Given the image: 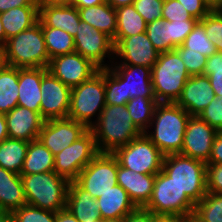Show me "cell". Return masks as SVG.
<instances>
[{"instance_id": "6da1fadb", "label": "cell", "mask_w": 222, "mask_h": 222, "mask_svg": "<svg viewBox=\"0 0 222 222\" xmlns=\"http://www.w3.org/2000/svg\"><path fill=\"white\" fill-rule=\"evenodd\" d=\"M190 116L176 103H158L151 124L144 134L165 156L181 153Z\"/></svg>"}, {"instance_id": "7a4b0ae2", "label": "cell", "mask_w": 222, "mask_h": 222, "mask_svg": "<svg viewBox=\"0 0 222 222\" xmlns=\"http://www.w3.org/2000/svg\"><path fill=\"white\" fill-rule=\"evenodd\" d=\"M99 153H113L143 134L133 123L125 105H108L90 127Z\"/></svg>"}, {"instance_id": "3957f363", "label": "cell", "mask_w": 222, "mask_h": 222, "mask_svg": "<svg viewBox=\"0 0 222 222\" xmlns=\"http://www.w3.org/2000/svg\"><path fill=\"white\" fill-rule=\"evenodd\" d=\"M191 77L176 50L162 52L151 68V82L159 103H176Z\"/></svg>"}, {"instance_id": "277c9868", "label": "cell", "mask_w": 222, "mask_h": 222, "mask_svg": "<svg viewBox=\"0 0 222 222\" xmlns=\"http://www.w3.org/2000/svg\"><path fill=\"white\" fill-rule=\"evenodd\" d=\"M20 176L28 205L54 212L66 208L67 179L54 171Z\"/></svg>"}, {"instance_id": "5b68a950", "label": "cell", "mask_w": 222, "mask_h": 222, "mask_svg": "<svg viewBox=\"0 0 222 222\" xmlns=\"http://www.w3.org/2000/svg\"><path fill=\"white\" fill-rule=\"evenodd\" d=\"M3 49L7 65L19 69L47 68L50 62L39 21L9 38Z\"/></svg>"}, {"instance_id": "8992f818", "label": "cell", "mask_w": 222, "mask_h": 222, "mask_svg": "<svg viewBox=\"0 0 222 222\" xmlns=\"http://www.w3.org/2000/svg\"><path fill=\"white\" fill-rule=\"evenodd\" d=\"M105 105V69H99L89 80L71 88L68 118L90 129Z\"/></svg>"}, {"instance_id": "52a82bcc", "label": "cell", "mask_w": 222, "mask_h": 222, "mask_svg": "<svg viewBox=\"0 0 222 222\" xmlns=\"http://www.w3.org/2000/svg\"><path fill=\"white\" fill-rule=\"evenodd\" d=\"M206 166L200 160L178 153L164 157L162 170L196 205L207 193Z\"/></svg>"}, {"instance_id": "ba28073f", "label": "cell", "mask_w": 222, "mask_h": 222, "mask_svg": "<svg viewBox=\"0 0 222 222\" xmlns=\"http://www.w3.org/2000/svg\"><path fill=\"white\" fill-rule=\"evenodd\" d=\"M144 208L159 216H188L194 213L195 204L161 170L156 174L151 199Z\"/></svg>"}, {"instance_id": "9c48e42d", "label": "cell", "mask_w": 222, "mask_h": 222, "mask_svg": "<svg viewBox=\"0 0 222 222\" xmlns=\"http://www.w3.org/2000/svg\"><path fill=\"white\" fill-rule=\"evenodd\" d=\"M112 154L122 167L142 174L159 173L165 157L144 133Z\"/></svg>"}, {"instance_id": "30bf717a", "label": "cell", "mask_w": 222, "mask_h": 222, "mask_svg": "<svg viewBox=\"0 0 222 222\" xmlns=\"http://www.w3.org/2000/svg\"><path fill=\"white\" fill-rule=\"evenodd\" d=\"M119 162L112 153H98L92 161L80 171L75 182L95 199L118 184L117 170Z\"/></svg>"}, {"instance_id": "8fae6325", "label": "cell", "mask_w": 222, "mask_h": 222, "mask_svg": "<svg viewBox=\"0 0 222 222\" xmlns=\"http://www.w3.org/2000/svg\"><path fill=\"white\" fill-rule=\"evenodd\" d=\"M99 153L94 135L88 129L70 146L54 155V172L69 182L75 181L80 171Z\"/></svg>"}, {"instance_id": "7c38bea8", "label": "cell", "mask_w": 222, "mask_h": 222, "mask_svg": "<svg viewBox=\"0 0 222 222\" xmlns=\"http://www.w3.org/2000/svg\"><path fill=\"white\" fill-rule=\"evenodd\" d=\"M73 38L75 52L90 60L99 69L109 68L112 65L114 44L105 33L80 20L77 34ZM106 58L110 62L106 61Z\"/></svg>"}, {"instance_id": "4fadbf2b", "label": "cell", "mask_w": 222, "mask_h": 222, "mask_svg": "<svg viewBox=\"0 0 222 222\" xmlns=\"http://www.w3.org/2000/svg\"><path fill=\"white\" fill-rule=\"evenodd\" d=\"M47 69L70 88L89 80L99 71L90 60L76 52L50 59Z\"/></svg>"}, {"instance_id": "5bb4252c", "label": "cell", "mask_w": 222, "mask_h": 222, "mask_svg": "<svg viewBox=\"0 0 222 222\" xmlns=\"http://www.w3.org/2000/svg\"><path fill=\"white\" fill-rule=\"evenodd\" d=\"M159 54L160 52L154 48L146 32H144L125 37L114 47L112 65H135L152 68L158 60Z\"/></svg>"}, {"instance_id": "9a60e30c", "label": "cell", "mask_w": 222, "mask_h": 222, "mask_svg": "<svg viewBox=\"0 0 222 222\" xmlns=\"http://www.w3.org/2000/svg\"><path fill=\"white\" fill-rule=\"evenodd\" d=\"M40 115L46 121L67 118L70 108L71 88L47 71L41 80Z\"/></svg>"}, {"instance_id": "2e32d148", "label": "cell", "mask_w": 222, "mask_h": 222, "mask_svg": "<svg viewBox=\"0 0 222 222\" xmlns=\"http://www.w3.org/2000/svg\"><path fill=\"white\" fill-rule=\"evenodd\" d=\"M88 128L70 118L46 120L43 123L38 139L53 155L61 152L67 146L81 137Z\"/></svg>"}, {"instance_id": "e0dca14e", "label": "cell", "mask_w": 222, "mask_h": 222, "mask_svg": "<svg viewBox=\"0 0 222 222\" xmlns=\"http://www.w3.org/2000/svg\"><path fill=\"white\" fill-rule=\"evenodd\" d=\"M217 133L216 129L198 116H190L186 125L180 154L207 164Z\"/></svg>"}, {"instance_id": "ac0fdd59", "label": "cell", "mask_w": 222, "mask_h": 222, "mask_svg": "<svg viewBox=\"0 0 222 222\" xmlns=\"http://www.w3.org/2000/svg\"><path fill=\"white\" fill-rule=\"evenodd\" d=\"M215 93L207 75H192L184 84L176 104L191 116H198L214 99Z\"/></svg>"}, {"instance_id": "d6986e66", "label": "cell", "mask_w": 222, "mask_h": 222, "mask_svg": "<svg viewBox=\"0 0 222 222\" xmlns=\"http://www.w3.org/2000/svg\"><path fill=\"white\" fill-rule=\"evenodd\" d=\"M9 138L27 142L38 139L44 119L39 112L23 106H16L5 114Z\"/></svg>"}, {"instance_id": "ffe728a7", "label": "cell", "mask_w": 222, "mask_h": 222, "mask_svg": "<svg viewBox=\"0 0 222 222\" xmlns=\"http://www.w3.org/2000/svg\"><path fill=\"white\" fill-rule=\"evenodd\" d=\"M156 174H142L118 165L117 182L136 207L144 208L151 199Z\"/></svg>"}, {"instance_id": "44dd1931", "label": "cell", "mask_w": 222, "mask_h": 222, "mask_svg": "<svg viewBox=\"0 0 222 222\" xmlns=\"http://www.w3.org/2000/svg\"><path fill=\"white\" fill-rule=\"evenodd\" d=\"M110 67L124 79L125 97L156 98L151 82V68L135 65H111Z\"/></svg>"}, {"instance_id": "7402d4cb", "label": "cell", "mask_w": 222, "mask_h": 222, "mask_svg": "<svg viewBox=\"0 0 222 222\" xmlns=\"http://www.w3.org/2000/svg\"><path fill=\"white\" fill-rule=\"evenodd\" d=\"M80 20L78 8L72 5H39L41 27L59 28L74 37Z\"/></svg>"}, {"instance_id": "603a6c76", "label": "cell", "mask_w": 222, "mask_h": 222, "mask_svg": "<svg viewBox=\"0 0 222 222\" xmlns=\"http://www.w3.org/2000/svg\"><path fill=\"white\" fill-rule=\"evenodd\" d=\"M96 200L103 221L123 220L137 208L128 193L119 184L113 186L111 190Z\"/></svg>"}, {"instance_id": "cb8c5ba5", "label": "cell", "mask_w": 222, "mask_h": 222, "mask_svg": "<svg viewBox=\"0 0 222 222\" xmlns=\"http://www.w3.org/2000/svg\"><path fill=\"white\" fill-rule=\"evenodd\" d=\"M47 68L19 69L18 105L40 113L41 80Z\"/></svg>"}, {"instance_id": "d4e9b609", "label": "cell", "mask_w": 222, "mask_h": 222, "mask_svg": "<svg viewBox=\"0 0 222 222\" xmlns=\"http://www.w3.org/2000/svg\"><path fill=\"white\" fill-rule=\"evenodd\" d=\"M66 208L79 221H103L99 213L97 200L75 181L69 183Z\"/></svg>"}, {"instance_id": "484cf974", "label": "cell", "mask_w": 222, "mask_h": 222, "mask_svg": "<svg viewBox=\"0 0 222 222\" xmlns=\"http://www.w3.org/2000/svg\"><path fill=\"white\" fill-rule=\"evenodd\" d=\"M26 204L20 174L0 167V209L13 212Z\"/></svg>"}, {"instance_id": "4316f807", "label": "cell", "mask_w": 222, "mask_h": 222, "mask_svg": "<svg viewBox=\"0 0 222 222\" xmlns=\"http://www.w3.org/2000/svg\"><path fill=\"white\" fill-rule=\"evenodd\" d=\"M5 33V45L9 38L32 27L39 21V6H23L0 13Z\"/></svg>"}, {"instance_id": "83f0119b", "label": "cell", "mask_w": 222, "mask_h": 222, "mask_svg": "<svg viewBox=\"0 0 222 222\" xmlns=\"http://www.w3.org/2000/svg\"><path fill=\"white\" fill-rule=\"evenodd\" d=\"M80 19L105 33L112 40L117 30L116 10L107 2L78 9Z\"/></svg>"}, {"instance_id": "f1b7e54d", "label": "cell", "mask_w": 222, "mask_h": 222, "mask_svg": "<svg viewBox=\"0 0 222 222\" xmlns=\"http://www.w3.org/2000/svg\"><path fill=\"white\" fill-rule=\"evenodd\" d=\"M54 161V155L39 139L30 141L20 175L54 171Z\"/></svg>"}, {"instance_id": "f546056e", "label": "cell", "mask_w": 222, "mask_h": 222, "mask_svg": "<svg viewBox=\"0 0 222 222\" xmlns=\"http://www.w3.org/2000/svg\"><path fill=\"white\" fill-rule=\"evenodd\" d=\"M116 10L117 30L112 40L114 47L125 37L146 32L147 23L135 10L133 4L118 7Z\"/></svg>"}, {"instance_id": "4dcf8cb0", "label": "cell", "mask_w": 222, "mask_h": 222, "mask_svg": "<svg viewBox=\"0 0 222 222\" xmlns=\"http://www.w3.org/2000/svg\"><path fill=\"white\" fill-rule=\"evenodd\" d=\"M19 68L7 65L0 72V112L7 114L18 106Z\"/></svg>"}, {"instance_id": "1f68e13d", "label": "cell", "mask_w": 222, "mask_h": 222, "mask_svg": "<svg viewBox=\"0 0 222 222\" xmlns=\"http://www.w3.org/2000/svg\"><path fill=\"white\" fill-rule=\"evenodd\" d=\"M29 142L7 138L0 142V167L20 174Z\"/></svg>"}, {"instance_id": "d6a6232c", "label": "cell", "mask_w": 222, "mask_h": 222, "mask_svg": "<svg viewBox=\"0 0 222 222\" xmlns=\"http://www.w3.org/2000/svg\"><path fill=\"white\" fill-rule=\"evenodd\" d=\"M45 47L49 59L75 52L74 38L64 30L53 27H42Z\"/></svg>"}, {"instance_id": "836d02e7", "label": "cell", "mask_w": 222, "mask_h": 222, "mask_svg": "<svg viewBox=\"0 0 222 222\" xmlns=\"http://www.w3.org/2000/svg\"><path fill=\"white\" fill-rule=\"evenodd\" d=\"M159 102L156 98L135 97L125 105L134 125L144 133L151 124L156 106Z\"/></svg>"}, {"instance_id": "e575fe53", "label": "cell", "mask_w": 222, "mask_h": 222, "mask_svg": "<svg viewBox=\"0 0 222 222\" xmlns=\"http://www.w3.org/2000/svg\"><path fill=\"white\" fill-rule=\"evenodd\" d=\"M146 34L154 48L160 53L175 50L176 47L171 43L169 21L160 18L148 23Z\"/></svg>"}, {"instance_id": "d590c367", "label": "cell", "mask_w": 222, "mask_h": 222, "mask_svg": "<svg viewBox=\"0 0 222 222\" xmlns=\"http://www.w3.org/2000/svg\"><path fill=\"white\" fill-rule=\"evenodd\" d=\"M194 214L203 222H222V194L207 192L195 205Z\"/></svg>"}, {"instance_id": "8d00e7d4", "label": "cell", "mask_w": 222, "mask_h": 222, "mask_svg": "<svg viewBox=\"0 0 222 222\" xmlns=\"http://www.w3.org/2000/svg\"><path fill=\"white\" fill-rule=\"evenodd\" d=\"M105 98L108 105H126L130 97H125L124 79L111 67L105 68Z\"/></svg>"}, {"instance_id": "74e56055", "label": "cell", "mask_w": 222, "mask_h": 222, "mask_svg": "<svg viewBox=\"0 0 222 222\" xmlns=\"http://www.w3.org/2000/svg\"><path fill=\"white\" fill-rule=\"evenodd\" d=\"M182 46L190 51L199 52L207 58L217 52L215 45L206 36L204 26L199 21L187 35Z\"/></svg>"}, {"instance_id": "f35d334b", "label": "cell", "mask_w": 222, "mask_h": 222, "mask_svg": "<svg viewBox=\"0 0 222 222\" xmlns=\"http://www.w3.org/2000/svg\"><path fill=\"white\" fill-rule=\"evenodd\" d=\"M13 222H55L56 212L24 205L12 212Z\"/></svg>"}, {"instance_id": "ab89813d", "label": "cell", "mask_w": 222, "mask_h": 222, "mask_svg": "<svg viewBox=\"0 0 222 222\" xmlns=\"http://www.w3.org/2000/svg\"><path fill=\"white\" fill-rule=\"evenodd\" d=\"M205 28L206 36L215 45L217 52H222V13L210 11L199 21Z\"/></svg>"}, {"instance_id": "60d3db41", "label": "cell", "mask_w": 222, "mask_h": 222, "mask_svg": "<svg viewBox=\"0 0 222 222\" xmlns=\"http://www.w3.org/2000/svg\"><path fill=\"white\" fill-rule=\"evenodd\" d=\"M203 75L208 76L215 97H222V52H216L207 58Z\"/></svg>"}, {"instance_id": "b9f144b4", "label": "cell", "mask_w": 222, "mask_h": 222, "mask_svg": "<svg viewBox=\"0 0 222 222\" xmlns=\"http://www.w3.org/2000/svg\"><path fill=\"white\" fill-rule=\"evenodd\" d=\"M181 59L184 61L188 73L192 75L203 74L207 57L199 52L190 51L182 45L175 48Z\"/></svg>"}, {"instance_id": "7bdbcfd3", "label": "cell", "mask_w": 222, "mask_h": 222, "mask_svg": "<svg viewBox=\"0 0 222 222\" xmlns=\"http://www.w3.org/2000/svg\"><path fill=\"white\" fill-rule=\"evenodd\" d=\"M164 0H134L135 10L148 24L156 19L162 18Z\"/></svg>"}, {"instance_id": "ee69618b", "label": "cell", "mask_w": 222, "mask_h": 222, "mask_svg": "<svg viewBox=\"0 0 222 222\" xmlns=\"http://www.w3.org/2000/svg\"><path fill=\"white\" fill-rule=\"evenodd\" d=\"M198 117L218 132H222V97H214Z\"/></svg>"}, {"instance_id": "f6af8a7d", "label": "cell", "mask_w": 222, "mask_h": 222, "mask_svg": "<svg viewBox=\"0 0 222 222\" xmlns=\"http://www.w3.org/2000/svg\"><path fill=\"white\" fill-rule=\"evenodd\" d=\"M162 19L169 22L175 20H197L187 12V10L178 0H164Z\"/></svg>"}, {"instance_id": "bcb514c9", "label": "cell", "mask_w": 222, "mask_h": 222, "mask_svg": "<svg viewBox=\"0 0 222 222\" xmlns=\"http://www.w3.org/2000/svg\"><path fill=\"white\" fill-rule=\"evenodd\" d=\"M198 21L199 20H175L170 22L171 43L176 48L182 45Z\"/></svg>"}, {"instance_id": "7dc6e473", "label": "cell", "mask_w": 222, "mask_h": 222, "mask_svg": "<svg viewBox=\"0 0 222 222\" xmlns=\"http://www.w3.org/2000/svg\"><path fill=\"white\" fill-rule=\"evenodd\" d=\"M207 192L222 194V164H207Z\"/></svg>"}, {"instance_id": "c3c4849f", "label": "cell", "mask_w": 222, "mask_h": 222, "mask_svg": "<svg viewBox=\"0 0 222 222\" xmlns=\"http://www.w3.org/2000/svg\"><path fill=\"white\" fill-rule=\"evenodd\" d=\"M178 1L184 6L187 12L193 16V18H196L199 21L211 11L203 0H178Z\"/></svg>"}, {"instance_id": "681fc988", "label": "cell", "mask_w": 222, "mask_h": 222, "mask_svg": "<svg viewBox=\"0 0 222 222\" xmlns=\"http://www.w3.org/2000/svg\"><path fill=\"white\" fill-rule=\"evenodd\" d=\"M158 215L142 208L137 207L134 211L130 212L122 221L123 222H157Z\"/></svg>"}, {"instance_id": "f907efd6", "label": "cell", "mask_w": 222, "mask_h": 222, "mask_svg": "<svg viewBox=\"0 0 222 222\" xmlns=\"http://www.w3.org/2000/svg\"><path fill=\"white\" fill-rule=\"evenodd\" d=\"M207 164H222V132H218Z\"/></svg>"}, {"instance_id": "816d5d0a", "label": "cell", "mask_w": 222, "mask_h": 222, "mask_svg": "<svg viewBox=\"0 0 222 222\" xmlns=\"http://www.w3.org/2000/svg\"><path fill=\"white\" fill-rule=\"evenodd\" d=\"M23 6H39L37 0H0V13Z\"/></svg>"}, {"instance_id": "f5cc1de1", "label": "cell", "mask_w": 222, "mask_h": 222, "mask_svg": "<svg viewBox=\"0 0 222 222\" xmlns=\"http://www.w3.org/2000/svg\"><path fill=\"white\" fill-rule=\"evenodd\" d=\"M55 222H81L73 216V214L67 209H62L56 212Z\"/></svg>"}, {"instance_id": "db71d44e", "label": "cell", "mask_w": 222, "mask_h": 222, "mask_svg": "<svg viewBox=\"0 0 222 222\" xmlns=\"http://www.w3.org/2000/svg\"><path fill=\"white\" fill-rule=\"evenodd\" d=\"M104 2H106V0H69V5H72L79 9L103 4Z\"/></svg>"}, {"instance_id": "11a10c76", "label": "cell", "mask_w": 222, "mask_h": 222, "mask_svg": "<svg viewBox=\"0 0 222 222\" xmlns=\"http://www.w3.org/2000/svg\"><path fill=\"white\" fill-rule=\"evenodd\" d=\"M9 138L6 125V116L0 112V142Z\"/></svg>"}, {"instance_id": "9f6ffc18", "label": "cell", "mask_w": 222, "mask_h": 222, "mask_svg": "<svg viewBox=\"0 0 222 222\" xmlns=\"http://www.w3.org/2000/svg\"><path fill=\"white\" fill-rule=\"evenodd\" d=\"M157 222H186V216L158 215Z\"/></svg>"}, {"instance_id": "6f0895ef", "label": "cell", "mask_w": 222, "mask_h": 222, "mask_svg": "<svg viewBox=\"0 0 222 222\" xmlns=\"http://www.w3.org/2000/svg\"><path fill=\"white\" fill-rule=\"evenodd\" d=\"M106 2L114 9H117L121 6L132 5L134 0H106Z\"/></svg>"}, {"instance_id": "680465c9", "label": "cell", "mask_w": 222, "mask_h": 222, "mask_svg": "<svg viewBox=\"0 0 222 222\" xmlns=\"http://www.w3.org/2000/svg\"><path fill=\"white\" fill-rule=\"evenodd\" d=\"M39 5H69V0H37Z\"/></svg>"}, {"instance_id": "91938a15", "label": "cell", "mask_w": 222, "mask_h": 222, "mask_svg": "<svg viewBox=\"0 0 222 222\" xmlns=\"http://www.w3.org/2000/svg\"><path fill=\"white\" fill-rule=\"evenodd\" d=\"M211 11L219 10L222 6V0H203Z\"/></svg>"}, {"instance_id": "94428289", "label": "cell", "mask_w": 222, "mask_h": 222, "mask_svg": "<svg viewBox=\"0 0 222 222\" xmlns=\"http://www.w3.org/2000/svg\"><path fill=\"white\" fill-rule=\"evenodd\" d=\"M0 222H13L12 212L0 209Z\"/></svg>"}, {"instance_id": "6125c7cd", "label": "cell", "mask_w": 222, "mask_h": 222, "mask_svg": "<svg viewBox=\"0 0 222 222\" xmlns=\"http://www.w3.org/2000/svg\"><path fill=\"white\" fill-rule=\"evenodd\" d=\"M7 66L5 52L3 48H0V72Z\"/></svg>"}, {"instance_id": "be15d7a7", "label": "cell", "mask_w": 222, "mask_h": 222, "mask_svg": "<svg viewBox=\"0 0 222 222\" xmlns=\"http://www.w3.org/2000/svg\"><path fill=\"white\" fill-rule=\"evenodd\" d=\"M5 46V33H4V28L1 22L0 18V48H4Z\"/></svg>"}, {"instance_id": "e7e4bbea", "label": "cell", "mask_w": 222, "mask_h": 222, "mask_svg": "<svg viewBox=\"0 0 222 222\" xmlns=\"http://www.w3.org/2000/svg\"><path fill=\"white\" fill-rule=\"evenodd\" d=\"M186 222H203L194 213L186 216Z\"/></svg>"}, {"instance_id": "03108f58", "label": "cell", "mask_w": 222, "mask_h": 222, "mask_svg": "<svg viewBox=\"0 0 222 222\" xmlns=\"http://www.w3.org/2000/svg\"><path fill=\"white\" fill-rule=\"evenodd\" d=\"M104 222H123L122 220H116V221H104Z\"/></svg>"}, {"instance_id": "003e7915", "label": "cell", "mask_w": 222, "mask_h": 222, "mask_svg": "<svg viewBox=\"0 0 222 222\" xmlns=\"http://www.w3.org/2000/svg\"><path fill=\"white\" fill-rule=\"evenodd\" d=\"M81 222H104V221H81Z\"/></svg>"}, {"instance_id": "a7ac6f4b", "label": "cell", "mask_w": 222, "mask_h": 222, "mask_svg": "<svg viewBox=\"0 0 222 222\" xmlns=\"http://www.w3.org/2000/svg\"><path fill=\"white\" fill-rule=\"evenodd\" d=\"M220 13H222V6L220 7V9L218 10Z\"/></svg>"}]
</instances>
